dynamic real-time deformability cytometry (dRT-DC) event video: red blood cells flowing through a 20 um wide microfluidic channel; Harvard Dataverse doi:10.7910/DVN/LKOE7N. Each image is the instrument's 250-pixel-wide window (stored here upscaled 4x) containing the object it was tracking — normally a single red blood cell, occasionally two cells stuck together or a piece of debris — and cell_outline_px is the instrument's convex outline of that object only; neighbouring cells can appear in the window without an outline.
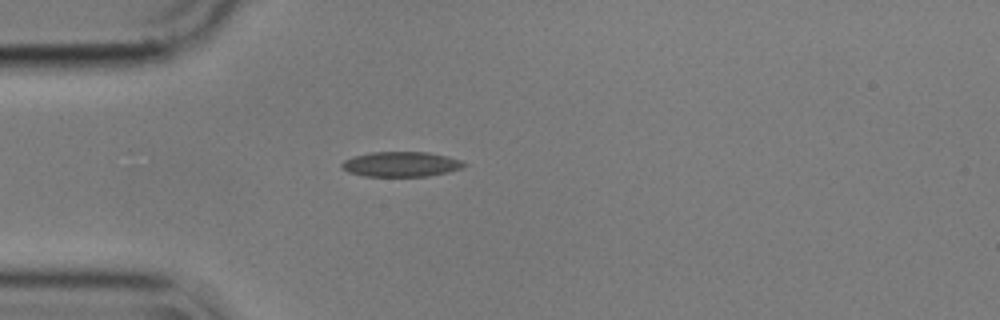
{"species": "common noctule bat (a hibernating species)", "species_latin": "Nyctalus noctula", "temperature_condition": "cold", "stored_images_in_passage": 42, "camera_frame_rate_fps": 3000, "um_per_image_px": 0.085, "animal": {"sex": "male", "body_mass_g": 17.9}, "frame": {"image": 1, "passage_image": 1, "time_ms": 0.0, "image_size_px": [1000, 320], "cell_outline_px": [[468, 164], [464, 168], [448, 172], [428, 176], [364, 176], [348, 172], [340, 168], [340, 164], [344, 160], [352, 156], [372, 152], [428, 152], [448, 156], [460, 160]], "centroid_in_image_um": [34.08, 13.95], "position_along_channel_um": 50.9, "area_um2": 18.03}}
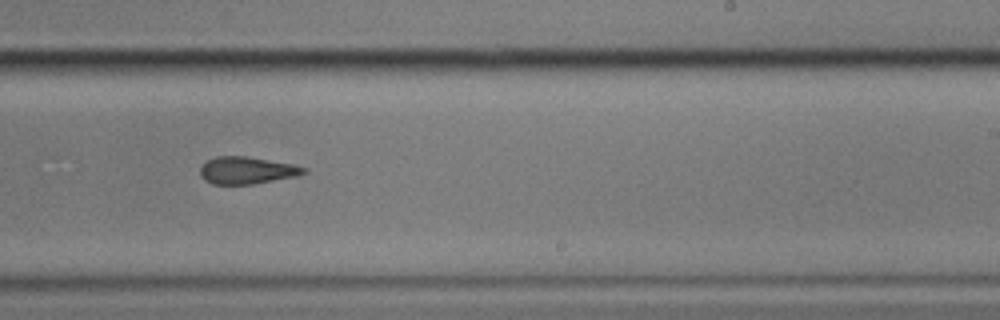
{"frame": {"image": 2, "passage_image": 20, "time_ms": 6.333, "image_size_px": [1000, 320], "cell_outline_px": [[308, 172], [296, 176], [252, 184], [212, 184], [204, 180], [200, 176], [200, 164], [216, 156], [248, 156], [292, 164], [308, 168]], "centroid_in_image_um": [20.96, 14.47], "position_along_channel_um": 268.0, "area_um2": 16.53}}
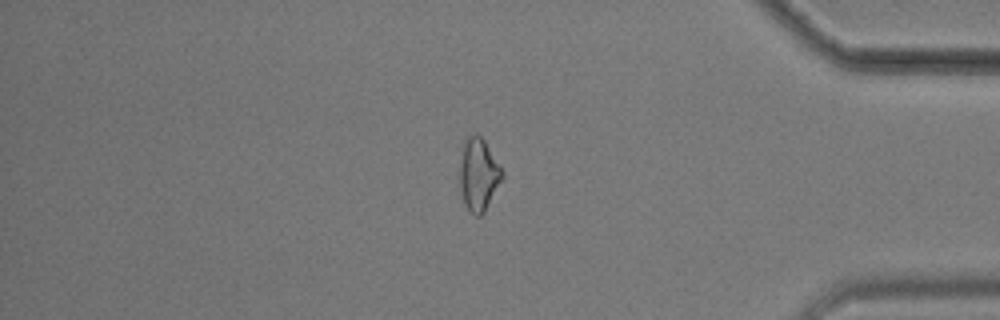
{"frame": {"image": 3, "passage_image": 33, "time_ms": 10.667, "image_size_px": [1000, 320], "cell_outline_px": [[504, 176], [484, 212], [480, 216], [476, 216], [468, 212], [464, 204], [456, 176], [460, 144], [468, 136], [480, 136], [484, 140], [504, 172]], "centroid_in_image_um": [40.59, 14.83], "position_along_channel_um": 394.6, "area_um2": 18.79}, "authors_computed_cell_mechanics": {"area_um2": 17.1377, "velocity_mm_per_s": 3.5692, "shape_relaxation_time_tau1_ms": null, "shape_relaxation_time_tau2_ms": 5.2293, "deformation_change_tau1": null, "deformation_change_tau2": 0.1304}}